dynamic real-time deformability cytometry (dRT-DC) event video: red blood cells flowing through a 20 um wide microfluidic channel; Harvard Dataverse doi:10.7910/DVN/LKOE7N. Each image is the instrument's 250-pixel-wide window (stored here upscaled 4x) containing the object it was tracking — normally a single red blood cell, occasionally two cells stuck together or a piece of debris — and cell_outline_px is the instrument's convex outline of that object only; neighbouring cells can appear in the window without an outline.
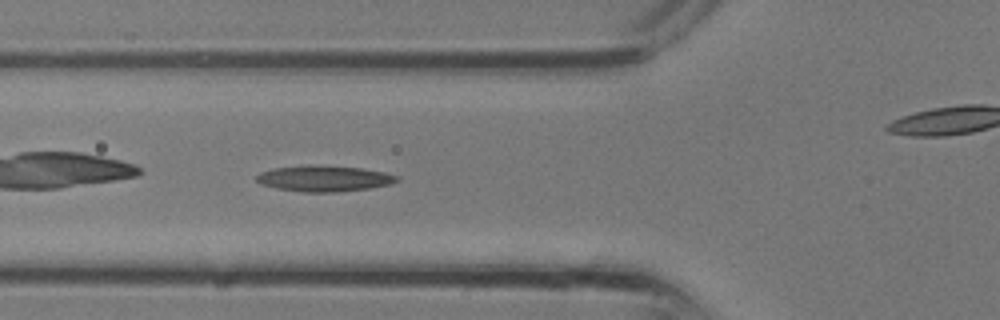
{"species": "common noctule bat (a hibernating species)", "species_latin": "Nyctalus noctula", "temperature_condition": "room temperature", "stored_images_in_passage": 5, "camera_frame_rate_fps": 3000, "um_per_image_px": 0.085, "animal": {"sex": "male", "body_mass_g": 13.3}, "frame": {"image": 1, "passage_image": 4, "time_ms": 1.0, "image_size_px": [1000, 320], "cell_outline_px": [[400, 180], [392, 184], [368, 188], [336, 192], [300, 192], [276, 188], [260, 184], [256, 180], [256, 176], [260, 172], [272, 168], [360, 168], [384, 172], [400, 176]], "centroid_in_image_um": [27.59, 15.23], "position_along_channel_um": 98.2, "area_um2": 20.17}}